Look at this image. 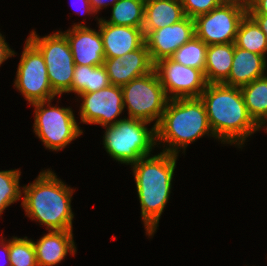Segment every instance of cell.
Here are the masks:
<instances>
[{"label": "cell", "instance_id": "cell-1", "mask_svg": "<svg viewBox=\"0 0 267 266\" xmlns=\"http://www.w3.org/2000/svg\"><path fill=\"white\" fill-rule=\"evenodd\" d=\"M200 99L204 102L210 128L221 143L242 148L248 137L261 130L249 115L239 87L207 84Z\"/></svg>", "mask_w": 267, "mask_h": 266}, {"label": "cell", "instance_id": "cell-2", "mask_svg": "<svg viewBox=\"0 0 267 266\" xmlns=\"http://www.w3.org/2000/svg\"><path fill=\"white\" fill-rule=\"evenodd\" d=\"M178 155L161 151L131 164L146 235L154 236L172 193Z\"/></svg>", "mask_w": 267, "mask_h": 266}, {"label": "cell", "instance_id": "cell-3", "mask_svg": "<svg viewBox=\"0 0 267 266\" xmlns=\"http://www.w3.org/2000/svg\"><path fill=\"white\" fill-rule=\"evenodd\" d=\"M21 206L31 221L46 230H73L74 213L71 208L75 189L66 185L52 171H40L36 179L24 185Z\"/></svg>", "mask_w": 267, "mask_h": 266}, {"label": "cell", "instance_id": "cell-4", "mask_svg": "<svg viewBox=\"0 0 267 266\" xmlns=\"http://www.w3.org/2000/svg\"><path fill=\"white\" fill-rule=\"evenodd\" d=\"M155 131L156 145L164 143L162 151L175 155L181 149L185 153L189 144L205 135L216 139L208 122L204 102L200 98L168 100Z\"/></svg>", "mask_w": 267, "mask_h": 266}, {"label": "cell", "instance_id": "cell-5", "mask_svg": "<svg viewBox=\"0 0 267 266\" xmlns=\"http://www.w3.org/2000/svg\"><path fill=\"white\" fill-rule=\"evenodd\" d=\"M148 124L151 123L125 117L113 125L104 126L103 146L107 154L125 165L152 155L156 146V131L154 126L148 128Z\"/></svg>", "mask_w": 267, "mask_h": 266}, {"label": "cell", "instance_id": "cell-6", "mask_svg": "<svg viewBox=\"0 0 267 266\" xmlns=\"http://www.w3.org/2000/svg\"><path fill=\"white\" fill-rule=\"evenodd\" d=\"M51 101L31 104L35 115L33 131L45 148L57 152L80 137L83 130L80 129L72 108L51 106Z\"/></svg>", "mask_w": 267, "mask_h": 266}, {"label": "cell", "instance_id": "cell-7", "mask_svg": "<svg viewBox=\"0 0 267 266\" xmlns=\"http://www.w3.org/2000/svg\"><path fill=\"white\" fill-rule=\"evenodd\" d=\"M124 109L128 110V118L146 122L159 123L165 110L168 98L155 70L147 75L131 80L121 86Z\"/></svg>", "mask_w": 267, "mask_h": 266}, {"label": "cell", "instance_id": "cell-8", "mask_svg": "<svg viewBox=\"0 0 267 266\" xmlns=\"http://www.w3.org/2000/svg\"><path fill=\"white\" fill-rule=\"evenodd\" d=\"M28 39L43 54L54 93L59 97L71 93L75 63L66 36L57 31L41 37L32 30Z\"/></svg>", "mask_w": 267, "mask_h": 266}, {"label": "cell", "instance_id": "cell-9", "mask_svg": "<svg viewBox=\"0 0 267 266\" xmlns=\"http://www.w3.org/2000/svg\"><path fill=\"white\" fill-rule=\"evenodd\" d=\"M40 50L27 38L18 64L14 87L24 96L29 105L53 100L54 93Z\"/></svg>", "mask_w": 267, "mask_h": 266}, {"label": "cell", "instance_id": "cell-10", "mask_svg": "<svg viewBox=\"0 0 267 266\" xmlns=\"http://www.w3.org/2000/svg\"><path fill=\"white\" fill-rule=\"evenodd\" d=\"M246 14L247 4L227 1L194 19L195 35L208 46L235 42L240 22Z\"/></svg>", "mask_w": 267, "mask_h": 266}, {"label": "cell", "instance_id": "cell-11", "mask_svg": "<svg viewBox=\"0 0 267 266\" xmlns=\"http://www.w3.org/2000/svg\"><path fill=\"white\" fill-rule=\"evenodd\" d=\"M154 70L169 100L200 98L208 84L202 70L184 66L172 58L156 62Z\"/></svg>", "mask_w": 267, "mask_h": 266}, {"label": "cell", "instance_id": "cell-12", "mask_svg": "<svg viewBox=\"0 0 267 266\" xmlns=\"http://www.w3.org/2000/svg\"><path fill=\"white\" fill-rule=\"evenodd\" d=\"M81 99L80 123L96 124L102 127L113 125L124 111L121 86L109 85L95 92L78 95Z\"/></svg>", "mask_w": 267, "mask_h": 266}, {"label": "cell", "instance_id": "cell-13", "mask_svg": "<svg viewBox=\"0 0 267 266\" xmlns=\"http://www.w3.org/2000/svg\"><path fill=\"white\" fill-rule=\"evenodd\" d=\"M195 36V21L186 16L183 20L163 28L150 31L145 44L153 64L171 58L174 52Z\"/></svg>", "mask_w": 267, "mask_h": 266}, {"label": "cell", "instance_id": "cell-14", "mask_svg": "<svg viewBox=\"0 0 267 266\" xmlns=\"http://www.w3.org/2000/svg\"><path fill=\"white\" fill-rule=\"evenodd\" d=\"M68 40L75 65L100 66L104 64L105 51L99 29L86 24L74 23L62 32Z\"/></svg>", "mask_w": 267, "mask_h": 266}, {"label": "cell", "instance_id": "cell-15", "mask_svg": "<svg viewBox=\"0 0 267 266\" xmlns=\"http://www.w3.org/2000/svg\"><path fill=\"white\" fill-rule=\"evenodd\" d=\"M104 67L111 85L123 86L154 70L146 44L120 58H105Z\"/></svg>", "mask_w": 267, "mask_h": 266}, {"label": "cell", "instance_id": "cell-16", "mask_svg": "<svg viewBox=\"0 0 267 266\" xmlns=\"http://www.w3.org/2000/svg\"><path fill=\"white\" fill-rule=\"evenodd\" d=\"M96 19L103 40L105 58H120L145 44L142 28L104 23L98 16Z\"/></svg>", "mask_w": 267, "mask_h": 266}, {"label": "cell", "instance_id": "cell-17", "mask_svg": "<svg viewBox=\"0 0 267 266\" xmlns=\"http://www.w3.org/2000/svg\"><path fill=\"white\" fill-rule=\"evenodd\" d=\"M73 230H50L37 242L32 240L38 266H55L70 253L76 254Z\"/></svg>", "mask_w": 267, "mask_h": 266}, {"label": "cell", "instance_id": "cell-18", "mask_svg": "<svg viewBox=\"0 0 267 266\" xmlns=\"http://www.w3.org/2000/svg\"><path fill=\"white\" fill-rule=\"evenodd\" d=\"M267 60L265 56L237 47L234 43L232 68L223 84L239 87L267 75Z\"/></svg>", "mask_w": 267, "mask_h": 266}, {"label": "cell", "instance_id": "cell-19", "mask_svg": "<svg viewBox=\"0 0 267 266\" xmlns=\"http://www.w3.org/2000/svg\"><path fill=\"white\" fill-rule=\"evenodd\" d=\"M185 17L181 0H146L142 27L144 35L177 23Z\"/></svg>", "mask_w": 267, "mask_h": 266}, {"label": "cell", "instance_id": "cell-20", "mask_svg": "<svg viewBox=\"0 0 267 266\" xmlns=\"http://www.w3.org/2000/svg\"><path fill=\"white\" fill-rule=\"evenodd\" d=\"M234 56V42L209 45L206 50L205 78L208 84L223 83L229 76Z\"/></svg>", "mask_w": 267, "mask_h": 266}, {"label": "cell", "instance_id": "cell-21", "mask_svg": "<svg viewBox=\"0 0 267 266\" xmlns=\"http://www.w3.org/2000/svg\"><path fill=\"white\" fill-rule=\"evenodd\" d=\"M241 93L249 115L263 129L267 126V75L242 86Z\"/></svg>", "mask_w": 267, "mask_h": 266}, {"label": "cell", "instance_id": "cell-22", "mask_svg": "<svg viewBox=\"0 0 267 266\" xmlns=\"http://www.w3.org/2000/svg\"><path fill=\"white\" fill-rule=\"evenodd\" d=\"M234 43L237 47L266 57L267 40L265 34L248 13L240 22Z\"/></svg>", "mask_w": 267, "mask_h": 266}, {"label": "cell", "instance_id": "cell-23", "mask_svg": "<svg viewBox=\"0 0 267 266\" xmlns=\"http://www.w3.org/2000/svg\"><path fill=\"white\" fill-rule=\"evenodd\" d=\"M146 0H118L112 6L109 20L101 17L104 23L142 28L144 24Z\"/></svg>", "mask_w": 267, "mask_h": 266}, {"label": "cell", "instance_id": "cell-24", "mask_svg": "<svg viewBox=\"0 0 267 266\" xmlns=\"http://www.w3.org/2000/svg\"><path fill=\"white\" fill-rule=\"evenodd\" d=\"M207 47L208 45L195 35L188 42L179 47L171 58L179 64L204 72Z\"/></svg>", "mask_w": 267, "mask_h": 266}, {"label": "cell", "instance_id": "cell-25", "mask_svg": "<svg viewBox=\"0 0 267 266\" xmlns=\"http://www.w3.org/2000/svg\"><path fill=\"white\" fill-rule=\"evenodd\" d=\"M20 176V169L0 171V216L7 207L22 199Z\"/></svg>", "mask_w": 267, "mask_h": 266}, {"label": "cell", "instance_id": "cell-26", "mask_svg": "<svg viewBox=\"0 0 267 266\" xmlns=\"http://www.w3.org/2000/svg\"><path fill=\"white\" fill-rule=\"evenodd\" d=\"M9 259L11 266H38L32 239L12 237L9 239Z\"/></svg>", "mask_w": 267, "mask_h": 266}, {"label": "cell", "instance_id": "cell-27", "mask_svg": "<svg viewBox=\"0 0 267 266\" xmlns=\"http://www.w3.org/2000/svg\"><path fill=\"white\" fill-rule=\"evenodd\" d=\"M227 1L228 0H181V4L185 15L195 19L197 16L206 14Z\"/></svg>", "mask_w": 267, "mask_h": 266}, {"label": "cell", "instance_id": "cell-28", "mask_svg": "<svg viewBox=\"0 0 267 266\" xmlns=\"http://www.w3.org/2000/svg\"><path fill=\"white\" fill-rule=\"evenodd\" d=\"M91 66L75 65L73 80L71 85V93L78 95L88 93V86H90Z\"/></svg>", "mask_w": 267, "mask_h": 266}, {"label": "cell", "instance_id": "cell-29", "mask_svg": "<svg viewBox=\"0 0 267 266\" xmlns=\"http://www.w3.org/2000/svg\"><path fill=\"white\" fill-rule=\"evenodd\" d=\"M109 85L110 82L104 65L91 66V79L90 86H88V93L106 88Z\"/></svg>", "mask_w": 267, "mask_h": 266}, {"label": "cell", "instance_id": "cell-30", "mask_svg": "<svg viewBox=\"0 0 267 266\" xmlns=\"http://www.w3.org/2000/svg\"><path fill=\"white\" fill-rule=\"evenodd\" d=\"M247 13L249 15L267 16V0H249L247 4Z\"/></svg>", "mask_w": 267, "mask_h": 266}, {"label": "cell", "instance_id": "cell-31", "mask_svg": "<svg viewBox=\"0 0 267 266\" xmlns=\"http://www.w3.org/2000/svg\"><path fill=\"white\" fill-rule=\"evenodd\" d=\"M17 55L14 50H12L9 44L6 42L4 35L0 33V66L3 64L8 58L14 57Z\"/></svg>", "mask_w": 267, "mask_h": 266}, {"label": "cell", "instance_id": "cell-32", "mask_svg": "<svg viewBox=\"0 0 267 266\" xmlns=\"http://www.w3.org/2000/svg\"><path fill=\"white\" fill-rule=\"evenodd\" d=\"M0 250L3 252L0 251V255H3V257L5 259H3V257L0 256V260L2 259L3 262H1V265L0 266H11V263H10V259H9V239L6 240L5 238H0ZM5 260V262H4ZM3 263V264H2Z\"/></svg>", "mask_w": 267, "mask_h": 266}, {"label": "cell", "instance_id": "cell-33", "mask_svg": "<svg viewBox=\"0 0 267 266\" xmlns=\"http://www.w3.org/2000/svg\"><path fill=\"white\" fill-rule=\"evenodd\" d=\"M118 0H89L92 10L95 14L105 9L107 6H113Z\"/></svg>", "mask_w": 267, "mask_h": 266}, {"label": "cell", "instance_id": "cell-34", "mask_svg": "<svg viewBox=\"0 0 267 266\" xmlns=\"http://www.w3.org/2000/svg\"><path fill=\"white\" fill-rule=\"evenodd\" d=\"M80 1V2H79ZM82 2V3H81ZM79 4L80 3V5L82 4V7H83V12L81 11V13H82V15L83 14H86V13H88L87 15H94L95 13H94V11L92 10V8H91V5H90V2H89V0H73V2H72V8H76V5H74V4ZM77 7H79L78 5H77ZM81 9V8H80ZM77 11V12H76ZM78 11H79V9H76L75 10V12H76V14H78ZM85 12V13H84Z\"/></svg>", "mask_w": 267, "mask_h": 266}, {"label": "cell", "instance_id": "cell-35", "mask_svg": "<svg viewBox=\"0 0 267 266\" xmlns=\"http://www.w3.org/2000/svg\"><path fill=\"white\" fill-rule=\"evenodd\" d=\"M260 26L261 30L265 34L267 40V16L265 15H250Z\"/></svg>", "mask_w": 267, "mask_h": 266}, {"label": "cell", "instance_id": "cell-36", "mask_svg": "<svg viewBox=\"0 0 267 266\" xmlns=\"http://www.w3.org/2000/svg\"><path fill=\"white\" fill-rule=\"evenodd\" d=\"M228 1H240V2H243L245 4H248L249 0H228Z\"/></svg>", "mask_w": 267, "mask_h": 266}]
</instances>
